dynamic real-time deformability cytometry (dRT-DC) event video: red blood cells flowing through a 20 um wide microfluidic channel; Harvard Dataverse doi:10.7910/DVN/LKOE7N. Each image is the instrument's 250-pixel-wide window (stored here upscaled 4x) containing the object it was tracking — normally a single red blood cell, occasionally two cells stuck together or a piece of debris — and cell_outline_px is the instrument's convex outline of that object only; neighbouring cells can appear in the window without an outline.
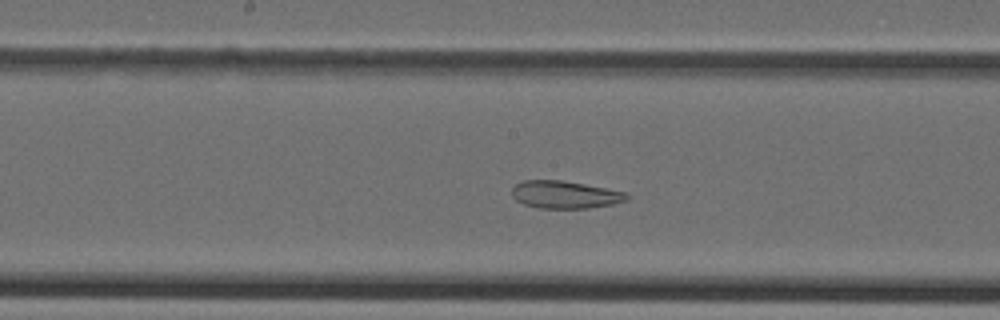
{"species": "Egyptian fruit bat (a non-hibernating species)", "species_latin": "Rousettus aegyptiacus", "temperature_condition": "cold", "stored_images_in_passage": 41, "camera_frame_rate_fps": 3000, "um_per_image_px": 0.085, "animal": {"sex": "female"}, "frame": {"image": 1, "passage_image": 18, "time_ms": 5.667, "image_size_px": [1000, 320], "cell_outline_px": [[628, 200], [612, 204], [588, 208], [540, 208], [524, 204], [516, 200], [512, 196], [512, 188], [516, 184], [524, 180], [560, 180], [584, 184], [628, 192]], "centroid_in_image_um": [48.03, 16.54], "position_along_channel_um": 200.2, "area_um2": 18.38}}
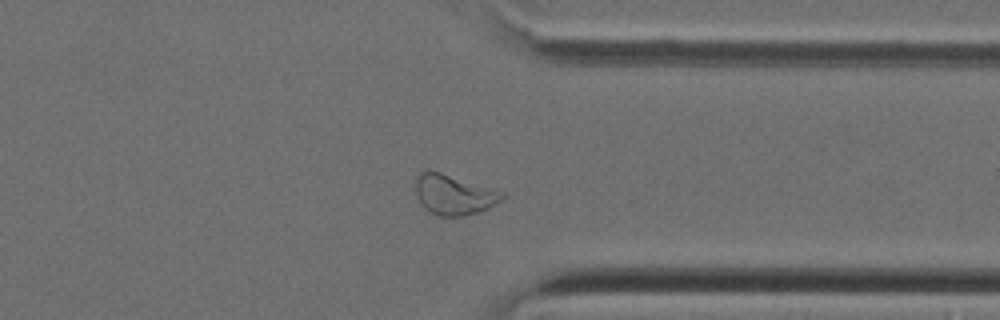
{"frame": {"image": 2, "passage_image": 30, "time_ms": 9.667, "image_size_px": [1000, 320], "cell_outline_px": [[508, 196], [488, 208], [480, 212], [464, 216], [440, 216], [428, 212], [420, 204], [416, 196], [416, 176], [420, 172], [440, 172], [504, 192]], "centroid_in_image_um": [38.58, 16.57], "position_along_channel_um": 372.8, "area_um2": 20.23}}
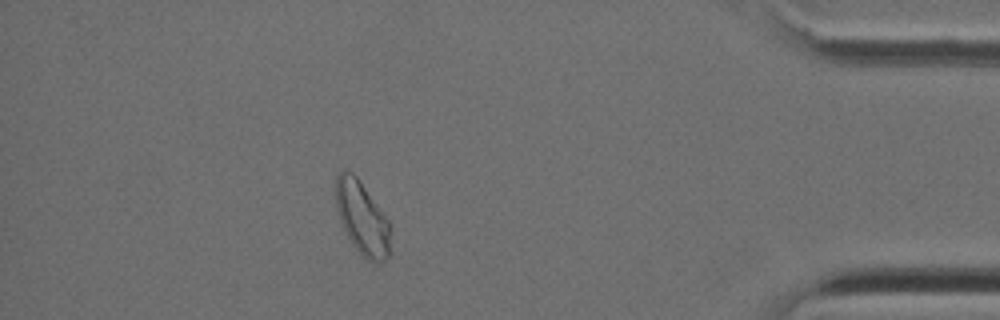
{"frame": {"image": 3, "passage_image": 35, "time_ms": 11.333, "image_size_px": [1000, 320], "cell_outline_px": [[388, 260], [376, 264], [372, 264], [352, 244], [340, 220], [336, 208], [336, 176], [344, 168], [352, 172], [356, 176], [388, 220]], "centroid_in_image_um": [30.75, 18.53], "position_along_channel_um": 404.5, "area_um2": 22.77}}